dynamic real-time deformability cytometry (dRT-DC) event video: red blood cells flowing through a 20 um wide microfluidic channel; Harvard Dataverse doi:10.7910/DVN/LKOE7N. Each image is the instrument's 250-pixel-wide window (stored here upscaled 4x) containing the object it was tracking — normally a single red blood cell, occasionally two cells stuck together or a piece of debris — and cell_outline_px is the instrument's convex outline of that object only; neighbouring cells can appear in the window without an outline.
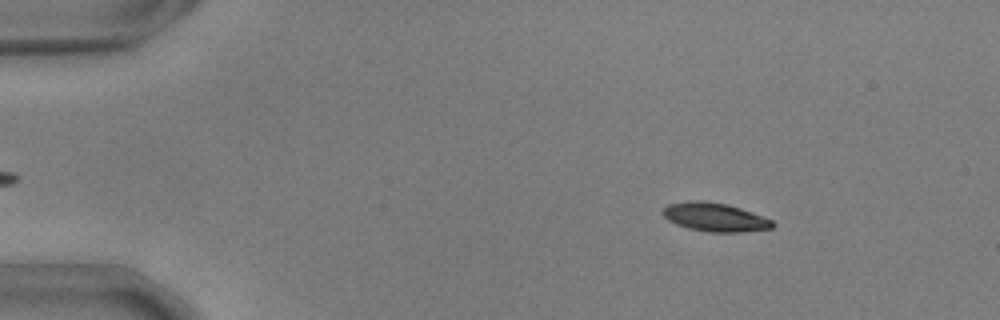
{"species": "common noctule bat (a hibernating species)", "species_latin": "Nyctalus noctula", "temperature_condition": "warm", "stored_images_in_passage": 55, "camera_frame_rate_fps": 3000, "um_per_image_px": 0.085, "animal": {"sex": "male", "body_mass_g": 17.9, "forearm_length_mm": 54.2}, "frame": {"image": 1, "passage_image": 8, "time_ms": 2.333, "image_size_px": [1000, 320], "cell_outline_px": [[776, 224], [772, 228], [740, 232], [708, 232], [688, 228], [676, 224], [668, 220], [660, 212], [668, 204], [688, 200], [704, 200], [728, 204], [740, 208], [772, 220]], "centroid_in_image_um": [60.73, 18.45], "position_along_channel_um": 24.3, "area_um2": 18.38}}
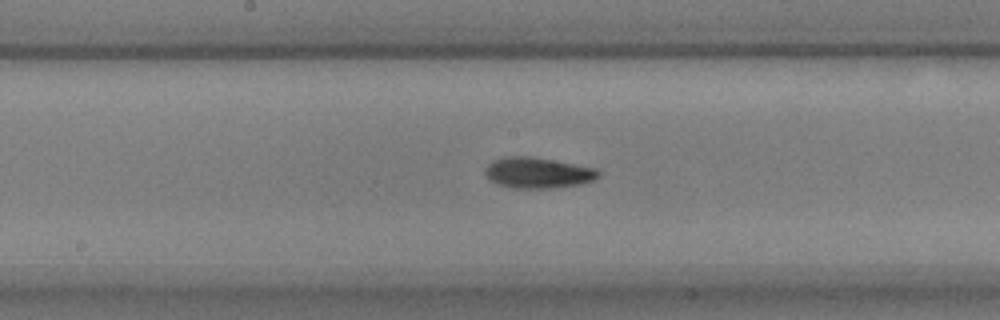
{"frame": {"image": 2, "passage_image": 29, "time_ms": 9.333, "image_size_px": [1000, 320], "cell_outline_px": [[600, 176], [592, 180], [580, 184], [552, 188], [512, 188], [496, 184], [488, 180], [484, 172], [484, 168], [492, 160], [504, 156], [532, 156], [596, 168], [600, 172]], "centroid_in_image_um": [45.66, 14.68], "position_along_channel_um": 202.5, "area_um2": 20.58}}
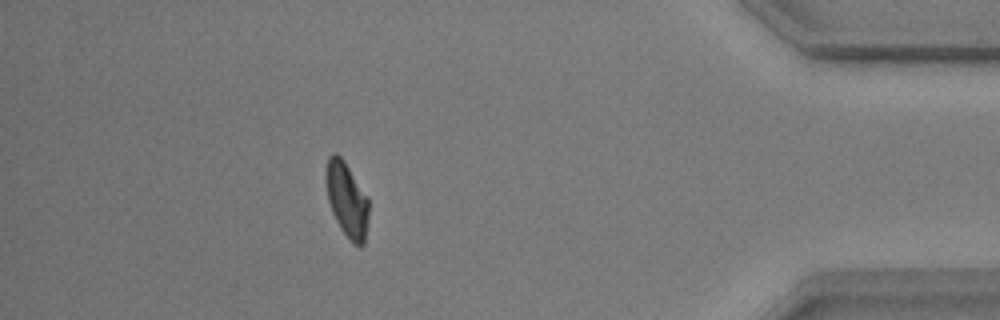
{"frame": {"image": 3, "passage_image": 49, "time_ms": 16.0, "image_size_px": [1000, 320], "cell_outline_px": [[368, 216], [364, 244], [360, 248], [352, 244], [340, 228], [332, 212], [328, 200], [324, 184], [324, 168], [328, 156], [332, 152], [336, 152], [344, 160], [368, 196]], "centroid_in_image_um": [29.45, 16.93], "position_along_channel_um": 405.8, "area_um2": 19.25}, "authors_computed_cell_mechanics": {"area_um2": 18.8428, "velocity_mm_per_s": 3.6907, "shape_relaxation_time_tau1_ms": 3.301, "shape_relaxation_time_tau2_ms": 3.1464, "deformation_change_tau1": 0.1371, "deformation_change_tau2": 0.0908}}